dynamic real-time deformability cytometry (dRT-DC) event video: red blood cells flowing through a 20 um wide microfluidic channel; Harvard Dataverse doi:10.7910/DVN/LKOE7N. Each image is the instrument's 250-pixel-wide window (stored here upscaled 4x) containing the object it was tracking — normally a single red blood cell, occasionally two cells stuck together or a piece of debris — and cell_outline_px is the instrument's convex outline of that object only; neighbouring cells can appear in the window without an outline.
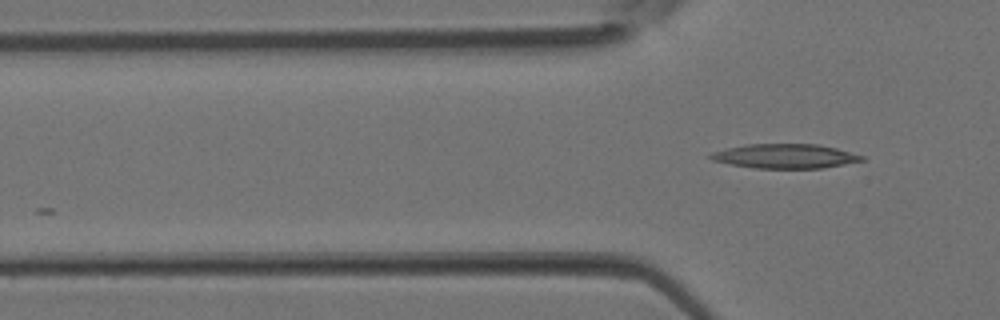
{"species": "Egyptian fruit bat (a non-hibernating species)", "species_latin": "Rousettus aegyptiacus", "temperature_condition": "room temperature", "stored_images_in_passage": 3, "camera_frame_rate_fps": 3000, "um_per_image_px": 0.085, "animal": {"sex": "female"}, "frame": {"image": 1, "passage_image": 3, "time_ms": 0.667, "image_size_px": [1000, 320], "cell_outline_px": [[864, 160], [844, 164], [820, 168], [756, 168], [732, 164], [712, 160], [708, 156], [712, 152], [728, 148], [748, 144], [816, 144], [836, 148], [864, 156]], "centroid_in_image_um": [66.73, 13.27], "position_along_channel_um": 59.1, "area_um2": 21.15}}